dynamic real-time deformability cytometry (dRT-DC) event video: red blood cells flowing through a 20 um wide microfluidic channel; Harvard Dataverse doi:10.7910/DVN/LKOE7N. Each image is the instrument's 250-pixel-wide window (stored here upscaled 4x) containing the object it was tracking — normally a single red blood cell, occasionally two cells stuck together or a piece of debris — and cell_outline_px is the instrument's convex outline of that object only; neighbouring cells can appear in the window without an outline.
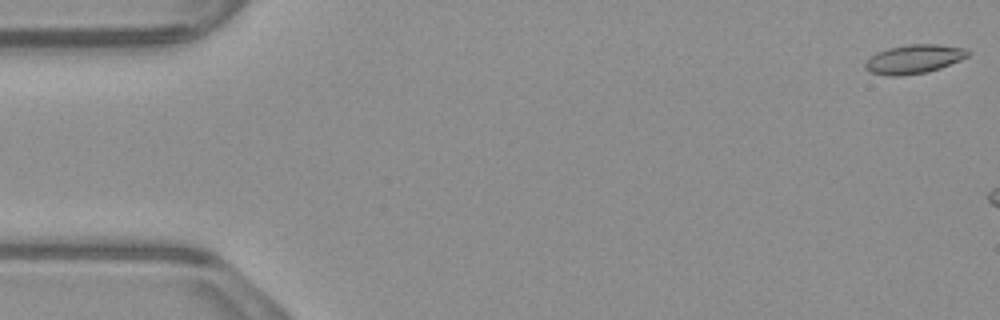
{"species": "common noctule bat (a hibernating species)", "species_latin": "Nyctalus noctula", "temperature_condition": "warm", "stored_images_in_passage": 8, "camera_frame_rate_fps": 3000, "um_per_image_px": 0.085, "animal": {"sex": "male", "body_mass_g": 23.1, "forearm_length_mm": 52.7}, "frame": {"image": 1, "passage_image": 1, "time_ms": 0.0, "image_size_px": [1000, 320], "cell_outline_px": [[968, 56], [960, 60], [940, 68], [928, 72], [900, 76], [888, 76], [868, 72], [864, 68], [864, 64], [876, 52], [888, 48], [908, 44], [936, 44], [968, 48]], "centroid_in_image_um": [77.67, 5.03], "position_along_channel_um": 7.3, "area_um2": 17.4}}